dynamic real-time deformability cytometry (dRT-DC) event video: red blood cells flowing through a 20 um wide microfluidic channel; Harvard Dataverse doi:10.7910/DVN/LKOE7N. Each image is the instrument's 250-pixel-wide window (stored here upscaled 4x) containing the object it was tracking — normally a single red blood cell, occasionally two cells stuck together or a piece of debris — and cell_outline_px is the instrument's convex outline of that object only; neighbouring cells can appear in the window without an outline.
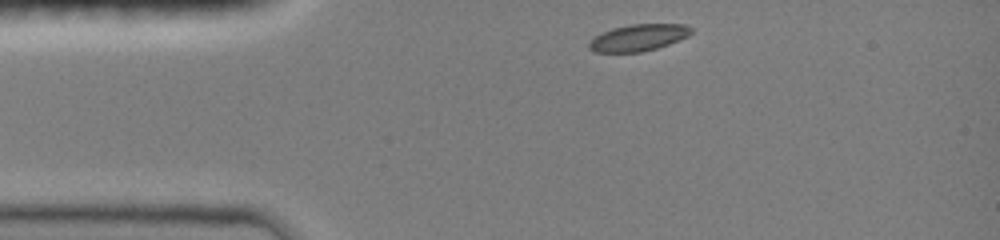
{"species": "common noctule bat (a hibernating species)", "species_latin": "Nyctalus noctula", "temperature_condition": "room temperature", "stored_images_in_passage": 34, "camera_frame_rate_fps": 3000, "um_per_image_px": 0.085, "animal": {"sex": "female", "body_mass_g": 19.0, "forearm_length_mm": 51.5}, "frame": {"image": 1, "passage_image": 1, "time_ms": 0.0, "image_size_px": [1000, 240], "cell_outline_px": [[692, 32], [688, 36], [668, 44], [656, 48], [640, 52], [596, 52], [588, 48], [588, 40], [600, 32], [612, 28], [632, 24], [684, 24], [692, 28]], "centroid_in_image_um": [54.21, 3.19], "position_along_channel_um": 30.8, "area_um2": 15.95}}
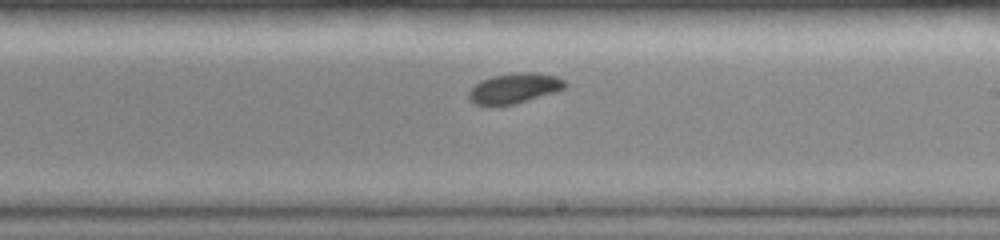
{"frame": {"image": 2, "passage_image": 20, "time_ms": 6.333, "image_size_px": [1000, 240], "cell_outline_px": [[568, 84], [564, 88], [556, 92], [512, 104], [476, 104], [468, 96], [468, 92], [480, 80], [492, 76], [524, 72], [532, 72], [556, 76], [564, 80]], "centroid_in_image_um": [43.76, 7.48], "position_along_channel_um": 245.2, "area_um2": 16.47}}
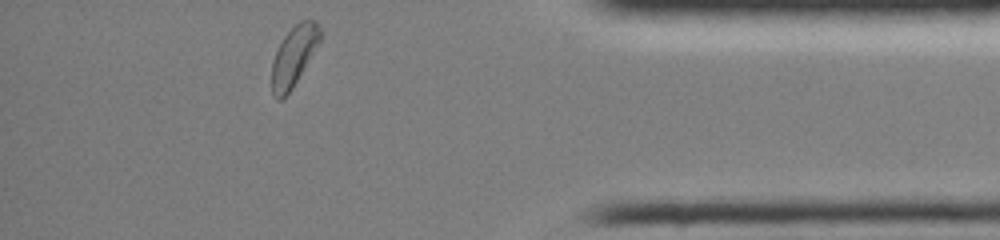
{"frame": {"image": 3, "passage_image": 34, "time_ms": 11.0, "image_size_px": [1000, 240], "cell_outline_px": [[320, 40], [292, 88], [280, 100], [276, 100], [272, 96], [272, 60], [284, 36], [300, 20], [316, 20], [320, 28]], "centroid_in_image_um": [24.95, 4.77], "position_along_channel_um": 410.3, "area_um2": 16.42}, "authors_computed_cell_mechanics": {"area_um2": 16.7331, "velocity_mm_per_s": 3.987, "shape_relaxation_time_tau1_ms": 2.2256, "shape_relaxation_time_tau2_ms": null, "deformation_change_tau1": 0.0941, "deformation_change_tau2": null}}